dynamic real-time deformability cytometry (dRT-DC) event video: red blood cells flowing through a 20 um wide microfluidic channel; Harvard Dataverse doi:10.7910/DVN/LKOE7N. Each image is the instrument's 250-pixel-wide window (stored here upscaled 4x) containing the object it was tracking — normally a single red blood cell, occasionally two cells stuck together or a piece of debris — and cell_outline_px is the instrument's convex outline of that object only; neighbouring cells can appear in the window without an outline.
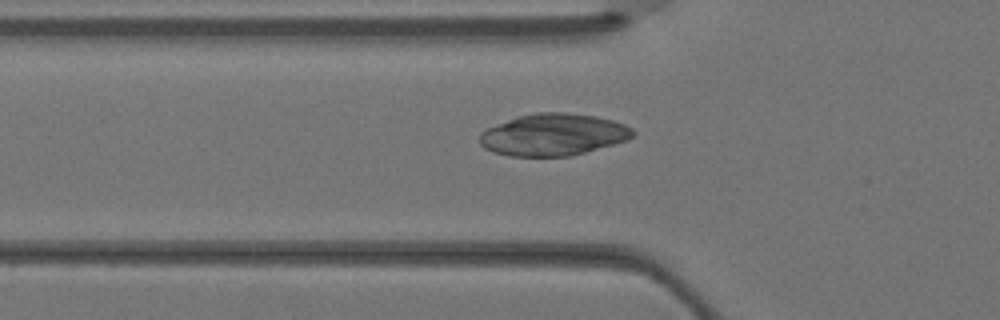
{"species": "Egyptian fruit bat (a non-hibernating species)", "species_latin": "Rousettus aegyptiacus", "temperature_condition": "warm", "stored_images_in_passage": 3, "camera_frame_rate_fps": 3000, "um_per_image_px": 0.085, "animal": {"sex": "female"}, "frame": {"image": 1, "passage_image": 2, "time_ms": 0.333, "image_size_px": [1000, 320], "cell_outline_px": [[636, 132], [628, 140], [584, 152], [568, 156], [508, 156], [492, 152], [484, 148], [480, 144], [480, 132], [488, 128], [516, 116], [536, 112], [564, 112], [596, 116], [612, 120], [624, 124], [632, 128]], "centroid_in_image_um": [47.01, 11.44], "position_along_channel_um": 78.8, "area_um2": 37.45}}